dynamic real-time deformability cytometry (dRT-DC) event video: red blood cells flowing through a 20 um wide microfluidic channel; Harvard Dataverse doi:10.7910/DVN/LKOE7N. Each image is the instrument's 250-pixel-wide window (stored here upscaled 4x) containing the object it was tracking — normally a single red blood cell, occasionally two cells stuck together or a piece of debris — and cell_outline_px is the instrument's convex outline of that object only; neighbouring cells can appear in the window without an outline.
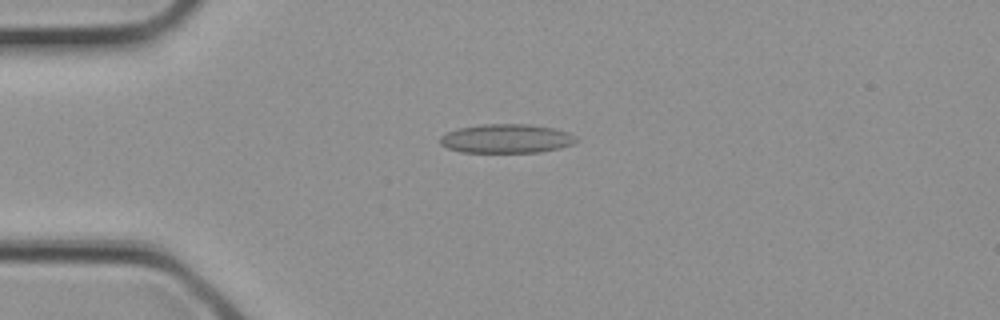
{"species": "common noctule bat (a hibernating species)", "species_latin": "Nyctalus noctula", "temperature_condition": "cold", "stored_images_in_passage": 1, "camera_frame_rate_fps": 3000, "um_per_image_px": 0.085, "animal": {"sex": "female", "body_mass_g": 21.9}, "frame": {"image": 1, "passage_image": 1, "time_ms": 0.0, "image_size_px": [1000, 320], "cell_outline_px": [[580, 140], [572, 144], [560, 148], [540, 152], [460, 152], [448, 148], [440, 144], [440, 136], [448, 132], [460, 128], [484, 124], [528, 124], [552, 128], [568, 132]], "centroid_in_image_um": [43.06, 11.78], "position_along_channel_um": 41.9, "area_um2": 22.89}}